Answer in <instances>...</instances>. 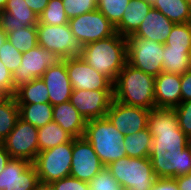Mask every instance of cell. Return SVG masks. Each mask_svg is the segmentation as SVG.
Returning a JSON list of instances; mask_svg holds the SVG:
<instances>
[{"label": "cell", "instance_id": "cell-1", "mask_svg": "<svg viewBox=\"0 0 191 190\" xmlns=\"http://www.w3.org/2000/svg\"><path fill=\"white\" fill-rule=\"evenodd\" d=\"M147 127L153 137L149 159L156 178H175L191 172L188 137L180 129L174 109L154 108Z\"/></svg>", "mask_w": 191, "mask_h": 190}, {"label": "cell", "instance_id": "cell-2", "mask_svg": "<svg viewBox=\"0 0 191 190\" xmlns=\"http://www.w3.org/2000/svg\"><path fill=\"white\" fill-rule=\"evenodd\" d=\"M79 56L113 83L127 63V39L116 33L82 46Z\"/></svg>", "mask_w": 191, "mask_h": 190}, {"label": "cell", "instance_id": "cell-3", "mask_svg": "<svg viewBox=\"0 0 191 190\" xmlns=\"http://www.w3.org/2000/svg\"><path fill=\"white\" fill-rule=\"evenodd\" d=\"M155 77L140 69L125 64L113 82L114 100L128 106L155 108Z\"/></svg>", "mask_w": 191, "mask_h": 190}, {"label": "cell", "instance_id": "cell-4", "mask_svg": "<svg viewBox=\"0 0 191 190\" xmlns=\"http://www.w3.org/2000/svg\"><path fill=\"white\" fill-rule=\"evenodd\" d=\"M84 137L105 167L127 156L124 135L106 117L87 120Z\"/></svg>", "mask_w": 191, "mask_h": 190}, {"label": "cell", "instance_id": "cell-5", "mask_svg": "<svg viewBox=\"0 0 191 190\" xmlns=\"http://www.w3.org/2000/svg\"><path fill=\"white\" fill-rule=\"evenodd\" d=\"M124 190H150L156 180L149 157H123L106 166Z\"/></svg>", "mask_w": 191, "mask_h": 190}, {"label": "cell", "instance_id": "cell-6", "mask_svg": "<svg viewBox=\"0 0 191 190\" xmlns=\"http://www.w3.org/2000/svg\"><path fill=\"white\" fill-rule=\"evenodd\" d=\"M73 138L66 143L41 151L33 161L39 181L51 184L71 172Z\"/></svg>", "mask_w": 191, "mask_h": 190}, {"label": "cell", "instance_id": "cell-7", "mask_svg": "<svg viewBox=\"0 0 191 190\" xmlns=\"http://www.w3.org/2000/svg\"><path fill=\"white\" fill-rule=\"evenodd\" d=\"M127 39V62L143 72L158 76L162 72L164 44L129 35Z\"/></svg>", "mask_w": 191, "mask_h": 190}, {"label": "cell", "instance_id": "cell-8", "mask_svg": "<svg viewBox=\"0 0 191 190\" xmlns=\"http://www.w3.org/2000/svg\"><path fill=\"white\" fill-rule=\"evenodd\" d=\"M38 45L54 52L61 60L77 57L82 51V44L73 35L69 24L51 26L37 24Z\"/></svg>", "mask_w": 191, "mask_h": 190}, {"label": "cell", "instance_id": "cell-9", "mask_svg": "<svg viewBox=\"0 0 191 190\" xmlns=\"http://www.w3.org/2000/svg\"><path fill=\"white\" fill-rule=\"evenodd\" d=\"M1 144L11 159H24L33 163L39 153L38 128L18 118L14 128Z\"/></svg>", "mask_w": 191, "mask_h": 190}, {"label": "cell", "instance_id": "cell-10", "mask_svg": "<svg viewBox=\"0 0 191 190\" xmlns=\"http://www.w3.org/2000/svg\"><path fill=\"white\" fill-rule=\"evenodd\" d=\"M73 35L82 46L115 35V26L98 10L79 15L68 21Z\"/></svg>", "mask_w": 191, "mask_h": 190}, {"label": "cell", "instance_id": "cell-11", "mask_svg": "<svg viewBox=\"0 0 191 190\" xmlns=\"http://www.w3.org/2000/svg\"><path fill=\"white\" fill-rule=\"evenodd\" d=\"M21 60V65L12 73L15 90L33 79L41 78L48 67L54 66L61 59L54 52L38 45L22 53Z\"/></svg>", "mask_w": 191, "mask_h": 190}, {"label": "cell", "instance_id": "cell-12", "mask_svg": "<svg viewBox=\"0 0 191 190\" xmlns=\"http://www.w3.org/2000/svg\"><path fill=\"white\" fill-rule=\"evenodd\" d=\"M65 66L73 90H113V83L80 56L65 58Z\"/></svg>", "mask_w": 191, "mask_h": 190}, {"label": "cell", "instance_id": "cell-13", "mask_svg": "<svg viewBox=\"0 0 191 190\" xmlns=\"http://www.w3.org/2000/svg\"><path fill=\"white\" fill-rule=\"evenodd\" d=\"M71 177L90 182L105 166L100 161L92 145L83 136L73 138Z\"/></svg>", "mask_w": 191, "mask_h": 190}, {"label": "cell", "instance_id": "cell-14", "mask_svg": "<svg viewBox=\"0 0 191 190\" xmlns=\"http://www.w3.org/2000/svg\"><path fill=\"white\" fill-rule=\"evenodd\" d=\"M39 183L34 165L24 159H10L0 173V190H35Z\"/></svg>", "mask_w": 191, "mask_h": 190}, {"label": "cell", "instance_id": "cell-15", "mask_svg": "<svg viewBox=\"0 0 191 190\" xmlns=\"http://www.w3.org/2000/svg\"><path fill=\"white\" fill-rule=\"evenodd\" d=\"M149 112L145 108L124 105L113 99L105 117L125 136L147 128Z\"/></svg>", "mask_w": 191, "mask_h": 190}, {"label": "cell", "instance_id": "cell-16", "mask_svg": "<svg viewBox=\"0 0 191 190\" xmlns=\"http://www.w3.org/2000/svg\"><path fill=\"white\" fill-rule=\"evenodd\" d=\"M113 99V90H73L70 103L90 120L105 117Z\"/></svg>", "mask_w": 191, "mask_h": 190}, {"label": "cell", "instance_id": "cell-17", "mask_svg": "<svg viewBox=\"0 0 191 190\" xmlns=\"http://www.w3.org/2000/svg\"><path fill=\"white\" fill-rule=\"evenodd\" d=\"M41 79L48 88L49 103L52 106L70 101L73 87L65 66V59L60 60L54 66L48 67Z\"/></svg>", "mask_w": 191, "mask_h": 190}, {"label": "cell", "instance_id": "cell-18", "mask_svg": "<svg viewBox=\"0 0 191 190\" xmlns=\"http://www.w3.org/2000/svg\"><path fill=\"white\" fill-rule=\"evenodd\" d=\"M38 18L24 0H8L0 14V28L8 35L23 27L37 26Z\"/></svg>", "mask_w": 191, "mask_h": 190}, {"label": "cell", "instance_id": "cell-19", "mask_svg": "<svg viewBox=\"0 0 191 190\" xmlns=\"http://www.w3.org/2000/svg\"><path fill=\"white\" fill-rule=\"evenodd\" d=\"M155 108L174 109L181 103V75L161 72L155 77Z\"/></svg>", "mask_w": 191, "mask_h": 190}, {"label": "cell", "instance_id": "cell-20", "mask_svg": "<svg viewBox=\"0 0 191 190\" xmlns=\"http://www.w3.org/2000/svg\"><path fill=\"white\" fill-rule=\"evenodd\" d=\"M174 24V22L169 20L160 11L152 8L139 28L130 35H136L144 39L164 44Z\"/></svg>", "mask_w": 191, "mask_h": 190}, {"label": "cell", "instance_id": "cell-21", "mask_svg": "<svg viewBox=\"0 0 191 190\" xmlns=\"http://www.w3.org/2000/svg\"><path fill=\"white\" fill-rule=\"evenodd\" d=\"M53 121L60 125L73 138L84 136L87 124L84 118L70 101L53 106Z\"/></svg>", "mask_w": 191, "mask_h": 190}, {"label": "cell", "instance_id": "cell-22", "mask_svg": "<svg viewBox=\"0 0 191 190\" xmlns=\"http://www.w3.org/2000/svg\"><path fill=\"white\" fill-rule=\"evenodd\" d=\"M152 8L146 0H130L121 21L115 26L116 32L124 37L133 34Z\"/></svg>", "mask_w": 191, "mask_h": 190}, {"label": "cell", "instance_id": "cell-23", "mask_svg": "<svg viewBox=\"0 0 191 190\" xmlns=\"http://www.w3.org/2000/svg\"><path fill=\"white\" fill-rule=\"evenodd\" d=\"M152 6L175 24L191 22L190 0H156Z\"/></svg>", "mask_w": 191, "mask_h": 190}, {"label": "cell", "instance_id": "cell-24", "mask_svg": "<svg viewBox=\"0 0 191 190\" xmlns=\"http://www.w3.org/2000/svg\"><path fill=\"white\" fill-rule=\"evenodd\" d=\"M19 118L40 128L53 121V106L49 103L17 104Z\"/></svg>", "mask_w": 191, "mask_h": 190}, {"label": "cell", "instance_id": "cell-25", "mask_svg": "<svg viewBox=\"0 0 191 190\" xmlns=\"http://www.w3.org/2000/svg\"><path fill=\"white\" fill-rule=\"evenodd\" d=\"M17 104L49 102L48 88L41 78H36L17 88L14 93Z\"/></svg>", "mask_w": 191, "mask_h": 190}, {"label": "cell", "instance_id": "cell-26", "mask_svg": "<svg viewBox=\"0 0 191 190\" xmlns=\"http://www.w3.org/2000/svg\"><path fill=\"white\" fill-rule=\"evenodd\" d=\"M152 142L153 137L148 127L134 134H127L123 139L126 155L134 158L149 157Z\"/></svg>", "mask_w": 191, "mask_h": 190}, {"label": "cell", "instance_id": "cell-27", "mask_svg": "<svg viewBox=\"0 0 191 190\" xmlns=\"http://www.w3.org/2000/svg\"><path fill=\"white\" fill-rule=\"evenodd\" d=\"M73 137L55 121L38 128L39 152L69 142Z\"/></svg>", "mask_w": 191, "mask_h": 190}, {"label": "cell", "instance_id": "cell-28", "mask_svg": "<svg viewBox=\"0 0 191 190\" xmlns=\"http://www.w3.org/2000/svg\"><path fill=\"white\" fill-rule=\"evenodd\" d=\"M189 49L169 48L164 44L162 72L171 74H184L190 70Z\"/></svg>", "mask_w": 191, "mask_h": 190}, {"label": "cell", "instance_id": "cell-29", "mask_svg": "<svg viewBox=\"0 0 191 190\" xmlns=\"http://www.w3.org/2000/svg\"><path fill=\"white\" fill-rule=\"evenodd\" d=\"M7 39L21 53L28 52L38 46L37 26L10 32Z\"/></svg>", "mask_w": 191, "mask_h": 190}, {"label": "cell", "instance_id": "cell-30", "mask_svg": "<svg viewBox=\"0 0 191 190\" xmlns=\"http://www.w3.org/2000/svg\"><path fill=\"white\" fill-rule=\"evenodd\" d=\"M19 118V108L14 96L0 105V143L8 136Z\"/></svg>", "mask_w": 191, "mask_h": 190}, {"label": "cell", "instance_id": "cell-31", "mask_svg": "<svg viewBox=\"0 0 191 190\" xmlns=\"http://www.w3.org/2000/svg\"><path fill=\"white\" fill-rule=\"evenodd\" d=\"M68 21L62 0H49L47 7L38 18V24L51 26L67 24Z\"/></svg>", "mask_w": 191, "mask_h": 190}, {"label": "cell", "instance_id": "cell-32", "mask_svg": "<svg viewBox=\"0 0 191 190\" xmlns=\"http://www.w3.org/2000/svg\"><path fill=\"white\" fill-rule=\"evenodd\" d=\"M164 44L169 48L190 49L191 22L174 24Z\"/></svg>", "mask_w": 191, "mask_h": 190}, {"label": "cell", "instance_id": "cell-33", "mask_svg": "<svg viewBox=\"0 0 191 190\" xmlns=\"http://www.w3.org/2000/svg\"><path fill=\"white\" fill-rule=\"evenodd\" d=\"M130 0H97V9L116 26L122 19Z\"/></svg>", "mask_w": 191, "mask_h": 190}, {"label": "cell", "instance_id": "cell-34", "mask_svg": "<svg viewBox=\"0 0 191 190\" xmlns=\"http://www.w3.org/2000/svg\"><path fill=\"white\" fill-rule=\"evenodd\" d=\"M88 184L90 190H124L107 167L98 172Z\"/></svg>", "mask_w": 191, "mask_h": 190}, {"label": "cell", "instance_id": "cell-35", "mask_svg": "<svg viewBox=\"0 0 191 190\" xmlns=\"http://www.w3.org/2000/svg\"><path fill=\"white\" fill-rule=\"evenodd\" d=\"M22 53L18 51L7 39L0 48V61L13 73L22 62Z\"/></svg>", "mask_w": 191, "mask_h": 190}, {"label": "cell", "instance_id": "cell-36", "mask_svg": "<svg viewBox=\"0 0 191 190\" xmlns=\"http://www.w3.org/2000/svg\"><path fill=\"white\" fill-rule=\"evenodd\" d=\"M68 19L97 9V0H62Z\"/></svg>", "mask_w": 191, "mask_h": 190}, {"label": "cell", "instance_id": "cell-37", "mask_svg": "<svg viewBox=\"0 0 191 190\" xmlns=\"http://www.w3.org/2000/svg\"><path fill=\"white\" fill-rule=\"evenodd\" d=\"M174 110L180 129L187 137L191 136V101L181 102Z\"/></svg>", "mask_w": 191, "mask_h": 190}, {"label": "cell", "instance_id": "cell-38", "mask_svg": "<svg viewBox=\"0 0 191 190\" xmlns=\"http://www.w3.org/2000/svg\"><path fill=\"white\" fill-rule=\"evenodd\" d=\"M54 190H90L88 182L68 176L51 183Z\"/></svg>", "mask_w": 191, "mask_h": 190}, {"label": "cell", "instance_id": "cell-39", "mask_svg": "<svg viewBox=\"0 0 191 190\" xmlns=\"http://www.w3.org/2000/svg\"><path fill=\"white\" fill-rule=\"evenodd\" d=\"M0 87L6 89L12 96L15 93L12 73L0 61Z\"/></svg>", "mask_w": 191, "mask_h": 190}, {"label": "cell", "instance_id": "cell-40", "mask_svg": "<svg viewBox=\"0 0 191 190\" xmlns=\"http://www.w3.org/2000/svg\"><path fill=\"white\" fill-rule=\"evenodd\" d=\"M191 101V69L181 74V102Z\"/></svg>", "mask_w": 191, "mask_h": 190}, {"label": "cell", "instance_id": "cell-41", "mask_svg": "<svg viewBox=\"0 0 191 190\" xmlns=\"http://www.w3.org/2000/svg\"><path fill=\"white\" fill-rule=\"evenodd\" d=\"M150 190H180L175 178H156Z\"/></svg>", "mask_w": 191, "mask_h": 190}, {"label": "cell", "instance_id": "cell-42", "mask_svg": "<svg viewBox=\"0 0 191 190\" xmlns=\"http://www.w3.org/2000/svg\"><path fill=\"white\" fill-rule=\"evenodd\" d=\"M27 6L34 12L36 16H40L47 7L49 0H24Z\"/></svg>", "mask_w": 191, "mask_h": 190}, {"label": "cell", "instance_id": "cell-43", "mask_svg": "<svg viewBox=\"0 0 191 190\" xmlns=\"http://www.w3.org/2000/svg\"><path fill=\"white\" fill-rule=\"evenodd\" d=\"M180 190H191V172L185 176L175 177Z\"/></svg>", "mask_w": 191, "mask_h": 190}, {"label": "cell", "instance_id": "cell-44", "mask_svg": "<svg viewBox=\"0 0 191 190\" xmlns=\"http://www.w3.org/2000/svg\"><path fill=\"white\" fill-rule=\"evenodd\" d=\"M11 159L9 153L5 149V147L0 143V173L5 168L8 161Z\"/></svg>", "mask_w": 191, "mask_h": 190}, {"label": "cell", "instance_id": "cell-45", "mask_svg": "<svg viewBox=\"0 0 191 190\" xmlns=\"http://www.w3.org/2000/svg\"><path fill=\"white\" fill-rule=\"evenodd\" d=\"M12 95L6 90L0 87V105L6 103Z\"/></svg>", "mask_w": 191, "mask_h": 190}, {"label": "cell", "instance_id": "cell-46", "mask_svg": "<svg viewBox=\"0 0 191 190\" xmlns=\"http://www.w3.org/2000/svg\"><path fill=\"white\" fill-rule=\"evenodd\" d=\"M35 190H54L51 184L39 183Z\"/></svg>", "mask_w": 191, "mask_h": 190}, {"label": "cell", "instance_id": "cell-47", "mask_svg": "<svg viewBox=\"0 0 191 190\" xmlns=\"http://www.w3.org/2000/svg\"><path fill=\"white\" fill-rule=\"evenodd\" d=\"M7 40V34L0 28V48Z\"/></svg>", "mask_w": 191, "mask_h": 190}, {"label": "cell", "instance_id": "cell-48", "mask_svg": "<svg viewBox=\"0 0 191 190\" xmlns=\"http://www.w3.org/2000/svg\"><path fill=\"white\" fill-rule=\"evenodd\" d=\"M8 0H0V10L3 11Z\"/></svg>", "mask_w": 191, "mask_h": 190}, {"label": "cell", "instance_id": "cell-49", "mask_svg": "<svg viewBox=\"0 0 191 190\" xmlns=\"http://www.w3.org/2000/svg\"><path fill=\"white\" fill-rule=\"evenodd\" d=\"M187 147L190 149L191 152V136L188 137Z\"/></svg>", "mask_w": 191, "mask_h": 190}, {"label": "cell", "instance_id": "cell-50", "mask_svg": "<svg viewBox=\"0 0 191 190\" xmlns=\"http://www.w3.org/2000/svg\"><path fill=\"white\" fill-rule=\"evenodd\" d=\"M188 56H189V65H190V68H191V47H190V49H189V54H188Z\"/></svg>", "mask_w": 191, "mask_h": 190}, {"label": "cell", "instance_id": "cell-51", "mask_svg": "<svg viewBox=\"0 0 191 190\" xmlns=\"http://www.w3.org/2000/svg\"><path fill=\"white\" fill-rule=\"evenodd\" d=\"M146 1L153 4L156 0H146Z\"/></svg>", "mask_w": 191, "mask_h": 190}]
</instances>
